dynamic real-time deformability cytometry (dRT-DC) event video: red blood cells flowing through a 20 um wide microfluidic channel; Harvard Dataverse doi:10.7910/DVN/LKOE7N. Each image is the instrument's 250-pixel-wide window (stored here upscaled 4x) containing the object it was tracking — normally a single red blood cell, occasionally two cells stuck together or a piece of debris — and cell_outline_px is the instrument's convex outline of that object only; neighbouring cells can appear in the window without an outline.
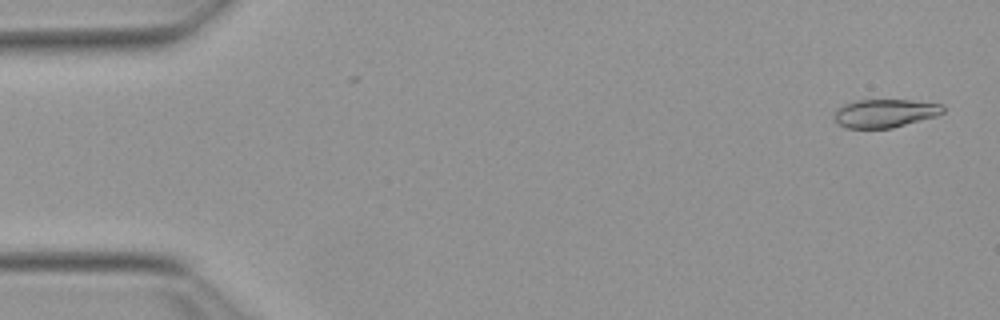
{"species": "Egyptian fruit bat (a non-hibernating species)", "species_latin": "Rousettus aegyptiacus", "temperature_condition": "warm", "stored_images_in_passage": 4, "camera_frame_rate_fps": 3000, "um_per_image_px": 0.085, "animal": {"sex": "female"}, "frame": {"image": 1, "passage_image": 2, "time_ms": 0.333, "image_size_px": [1000, 320], "cell_outline_px": [[944, 112], [936, 116], [892, 128], [848, 128], [840, 124], [832, 116], [836, 108], [844, 104], [856, 100], [912, 100], [940, 104], [944, 108]], "centroid_in_image_um": [75.19, 9.62], "position_along_channel_um": 9.8, "area_um2": 17.92}}